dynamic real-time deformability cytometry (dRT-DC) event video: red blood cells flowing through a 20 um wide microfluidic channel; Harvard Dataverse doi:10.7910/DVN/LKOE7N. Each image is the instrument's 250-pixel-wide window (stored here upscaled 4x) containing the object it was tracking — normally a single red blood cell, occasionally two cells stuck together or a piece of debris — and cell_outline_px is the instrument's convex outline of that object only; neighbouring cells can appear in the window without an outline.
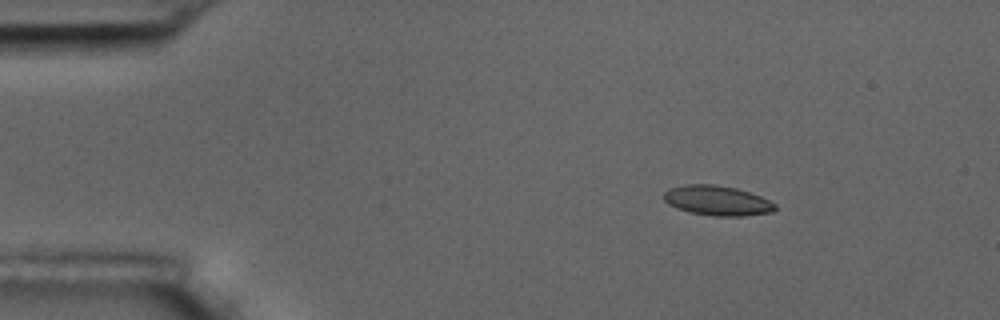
{"species": "common noctule bat (a hibernating species)", "species_latin": "Nyctalus noctula", "temperature_condition": "room temperature", "stored_images_in_passage": 4, "camera_frame_rate_fps": 3000, "um_per_image_px": 0.085, "animal": {"sex": "male", "body_mass_g": 17.5, "forearm_length_mm": 52.3}, "frame": {"image": 1, "passage_image": 1, "time_ms": 0.0, "image_size_px": [1000, 320], "cell_outline_px": [[776, 208], [772, 212], [744, 216], [712, 216], [688, 212], [676, 208], [668, 204], [664, 200], [664, 192], [668, 188], [684, 184], [716, 184], [736, 188], [760, 196], [776, 204]], "centroid_in_image_um": [60.93, 17.05], "position_along_channel_um": 24.1, "area_um2": 19.54}}
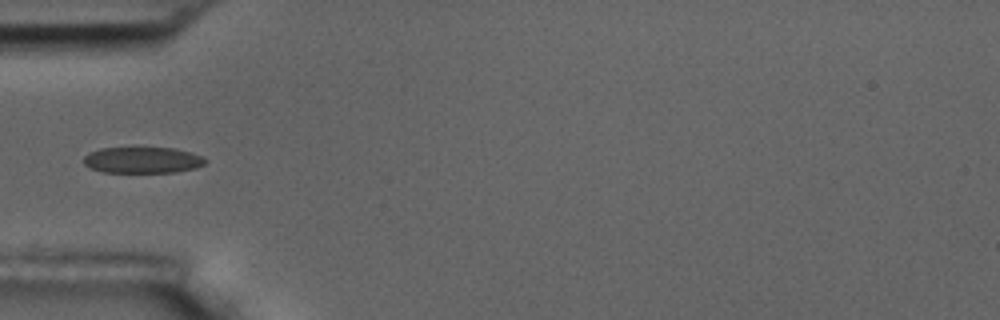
{"frame": {"image": 2, "passage_image": 4, "time_ms": 3.333, "image_size_px": [1000, 320], "cell_outline_px": [[208, 160], [204, 164], [196, 168], [176, 172], [104, 172], [92, 168], [84, 164], [84, 156], [88, 152], [100, 148], [136, 144], [176, 148], [192, 152], [204, 156]], "centroid_in_image_um": [12.14, 13.53], "position_along_channel_um": 72.9, "area_um2": 19.77}}